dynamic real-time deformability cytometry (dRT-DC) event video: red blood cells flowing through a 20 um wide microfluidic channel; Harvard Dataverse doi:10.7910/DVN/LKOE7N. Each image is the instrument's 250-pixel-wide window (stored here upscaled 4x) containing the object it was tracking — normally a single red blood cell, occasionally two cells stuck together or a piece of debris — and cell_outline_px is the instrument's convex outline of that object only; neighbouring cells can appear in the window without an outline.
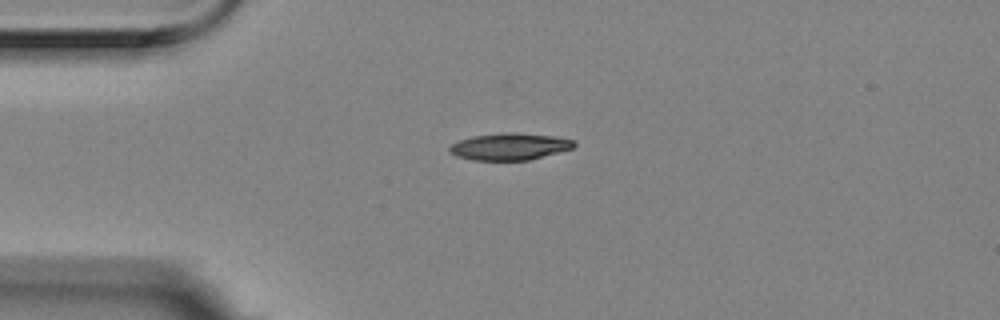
{"species": "Egyptian fruit bat (a non-hibernating species)", "species_latin": "Rousettus aegyptiacus", "temperature_condition": "room temperature", "stored_images_in_passage": 5, "camera_frame_rate_fps": 3000, "um_per_image_px": 0.085, "animal": {"sex": "female"}, "frame": {"image": 1, "passage_image": 4, "time_ms": 1.0, "image_size_px": [1000, 320], "cell_outline_px": [[576, 144], [572, 148], [528, 160], [472, 160], [456, 156], [448, 152], [448, 148], [452, 144], [460, 140], [472, 136], [508, 132], [516, 132], [556, 136], [576, 140]], "centroid_in_image_um": [43.31, 12.45], "position_along_channel_um": 41.7, "area_um2": 19.54}}